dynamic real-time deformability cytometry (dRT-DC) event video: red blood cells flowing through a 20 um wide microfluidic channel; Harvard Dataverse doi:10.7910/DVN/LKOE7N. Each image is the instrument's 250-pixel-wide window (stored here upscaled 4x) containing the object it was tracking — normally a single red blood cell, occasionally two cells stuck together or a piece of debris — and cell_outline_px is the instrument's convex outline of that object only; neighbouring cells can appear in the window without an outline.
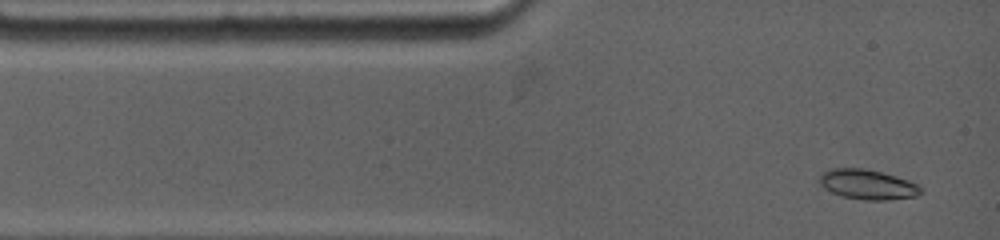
{"species": "common noctule bat (a hibernating species)", "species_latin": "Nyctalus noctula", "temperature_condition": "warm", "stored_images_in_passage": 25, "camera_frame_rate_fps": 4500, "um_per_image_px": 0.085, "animal": {"sex": "female", "body_mass_g": 19.0, "forearm_length_mm": 53.3}, "frame": {"image": 1, "passage_image": 1, "time_ms": 0.0, "image_size_px": [1000, 240], "cell_outline_px": [[924, 192], [916, 196], [888, 200], [864, 200], [844, 196], [832, 192], [824, 188], [816, 180], [824, 172], [832, 168], [864, 168], [896, 176], [908, 180], [924, 188]], "centroid_in_image_um": [73.76, 15.68], "position_along_channel_um": 11.2, "area_um2": 17.69}}
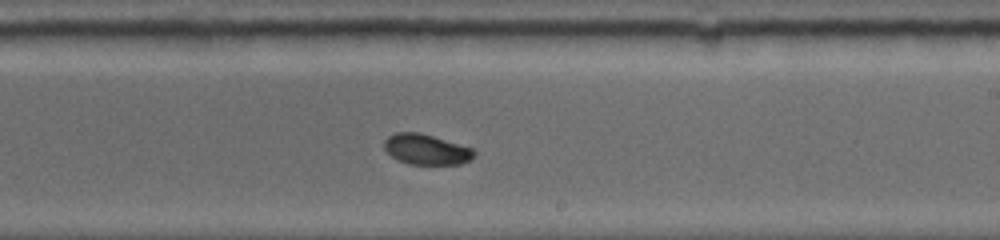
{"frame": {"image": 2, "passage_image": 11, "time_ms": 7.333, "image_size_px": [1000, 240], "cell_outline_px": [[476, 156], [460, 164], [408, 164], [396, 160], [384, 148], [384, 140], [388, 136], [396, 132], [420, 132], [472, 148], [476, 152]], "centroid_in_image_um": [36.22, 12.7], "position_along_channel_um": 252.8, "area_um2": 15.95}}
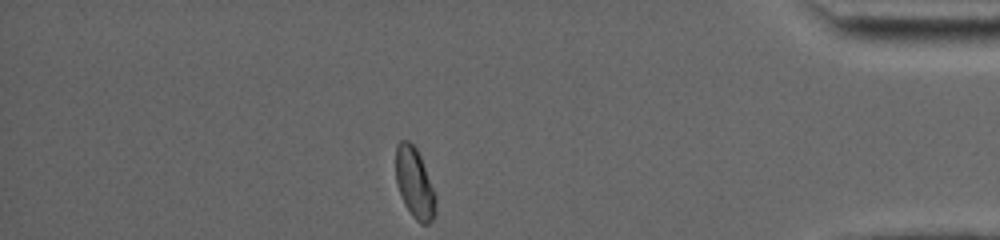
{"frame": {"image": 3, "passage_image": 25, "time_ms": 12.444, "image_size_px": [1000, 240], "cell_outline_px": [[436, 212], [432, 220], [428, 224], [420, 224], [412, 216], [404, 204], [396, 184], [396, 144], [400, 140], [408, 140], [416, 148], [420, 156], [436, 196]], "centroid_in_image_um": [35.23, 15.58], "position_along_channel_um": 400.0, "area_um2": 16.42}, "authors_computed_cell_mechanics": {"area_um2": 16.473, "velocity_mm_per_s": 3.7397, "shape_relaxation_time_tau1_ms": 3.8161, "shape_relaxation_time_tau2_ms": null, "deformation_change_tau1": 0.0874, "deformation_change_tau2": null}}